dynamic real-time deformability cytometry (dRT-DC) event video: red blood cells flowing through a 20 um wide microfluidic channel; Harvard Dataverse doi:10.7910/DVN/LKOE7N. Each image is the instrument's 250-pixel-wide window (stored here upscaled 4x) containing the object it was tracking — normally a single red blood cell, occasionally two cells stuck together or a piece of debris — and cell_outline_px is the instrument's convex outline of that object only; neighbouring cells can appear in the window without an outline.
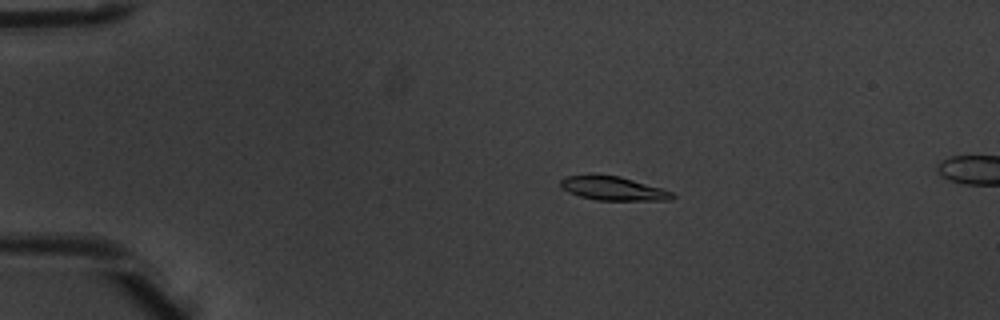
{"species": "common noctule bat (a hibernating species)", "species_latin": "Nyctalus noctula", "temperature_condition": "warm", "stored_images_in_passage": 3, "camera_frame_rate_fps": 3000, "um_per_image_px": 0.085, "animal": {"sex": "male", "body_mass_g": 20.1, "forearm_length_mm": 53.5}, "frame": {"image": 1, "passage_image": 1, "time_ms": 0.0, "image_size_px": [1000, 320], "cell_outline_px": [[676, 196], [672, 200], [596, 200], [580, 196], [568, 192], [560, 188], [560, 180], [564, 176], [620, 176], [660, 188], [672, 192]], "centroid_in_image_um": [52.11, 16.04], "position_along_channel_um": 32.9, "area_um2": 15.2}}